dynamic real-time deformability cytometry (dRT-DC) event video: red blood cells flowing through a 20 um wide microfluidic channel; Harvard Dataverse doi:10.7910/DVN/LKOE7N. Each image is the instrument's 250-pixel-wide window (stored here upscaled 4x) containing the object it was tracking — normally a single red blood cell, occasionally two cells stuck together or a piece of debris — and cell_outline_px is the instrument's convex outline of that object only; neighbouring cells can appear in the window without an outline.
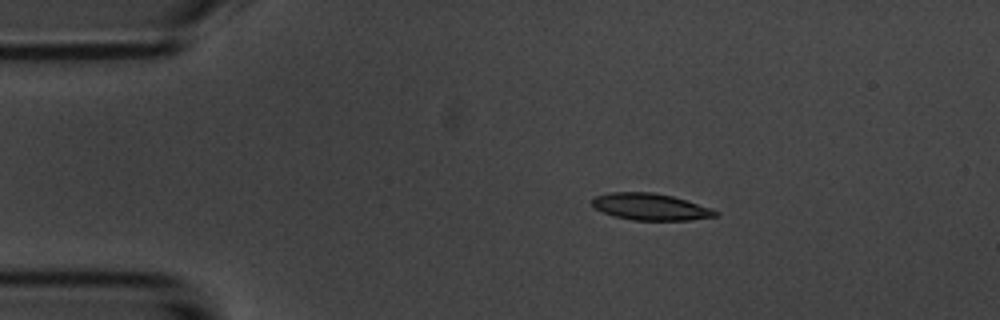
{"species": "common noctule bat (a hibernating species)", "species_latin": "Nyctalus noctula", "temperature_condition": "room temperature", "stored_images_in_passage": 3, "camera_frame_rate_fps": 3000, "um_per_image_px": 0.085, "animal": {"sex": "male", "body_mass_g": 20.1, "forearm_length_mm": 53.5}, "frame": {"image": 1, "passage_image": 2, "time_ms": 1.0, "image_size_px": [1000, 320], "cell_outline_px": [[720, 212], [716, 216], [688, 220], [632, 220], [616, 216], [604, 212], [596, 208], [592, 204], [592, 200], [596, 196], [612, 192], [652, 192], [672, 196]], "centroid_in_image_um": [55.26, 17.58], "position_along_channel_um": 29.7, "area_um2": 18.73}}